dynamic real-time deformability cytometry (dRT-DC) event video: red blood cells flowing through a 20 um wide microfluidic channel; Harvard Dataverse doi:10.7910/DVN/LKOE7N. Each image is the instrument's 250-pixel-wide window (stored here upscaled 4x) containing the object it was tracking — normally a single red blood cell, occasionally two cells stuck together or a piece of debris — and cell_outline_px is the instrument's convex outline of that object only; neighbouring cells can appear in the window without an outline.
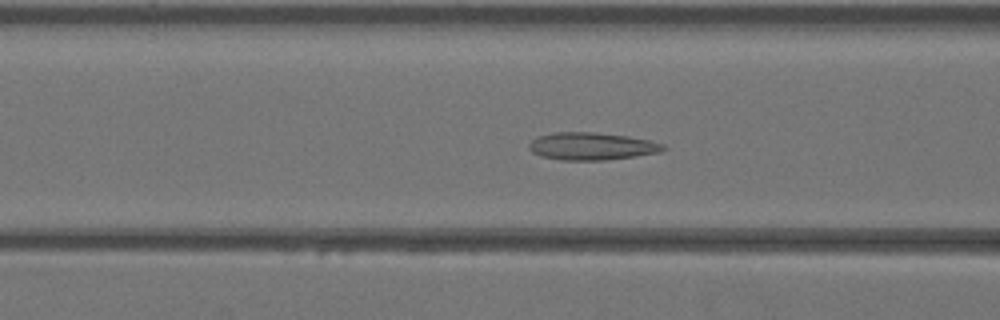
{"species": "Egyptian fruit bat (a non-hibernating species)", "species_latin": "Rousettus aegyptiacus", "temperature_condition": "warm", "stored_images_in_passage": 44, "camera_frame_rate_fps": 3000, "um_per_image_px": 0.085, "animal": {"sex": "female"}, "frame": {"image": 1, "passage_image": 18, "time_ms": 5.667, "image_size_px": [1000, 320], "cell_outline_px": [[668, 148], [660, 152], [636, 156], [604, 160], [560, 160], [540, 156], [532, 152], [528, 148], [528, 144], [536, 136], [552, 132], [592, 132], [628, 136], [648, 140], [664, 144]], "centroid_in_image_um": [50.26, 12.43], "position_along_channel_um": 116.3, "area_um2": 21.68}}
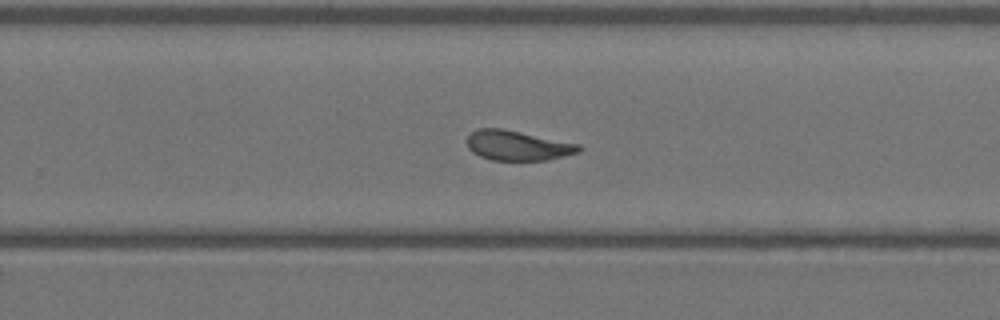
{"frame": {"image": 2, "passage_image": 29, "time_ms": 9.333, "image_size_px": [1000, 320], "cell_outline_px": [[584, 148], [580, 152], [548, 160], [492, 160], [480, 156], [472, 152], [468, 148], [468, 136], [476, 128], [500, 128], [580, 144]], "centroid_in_image_um": [44.02, 12.37], "position_along_channel_um": 285.8, "area_um2": 19.42}}
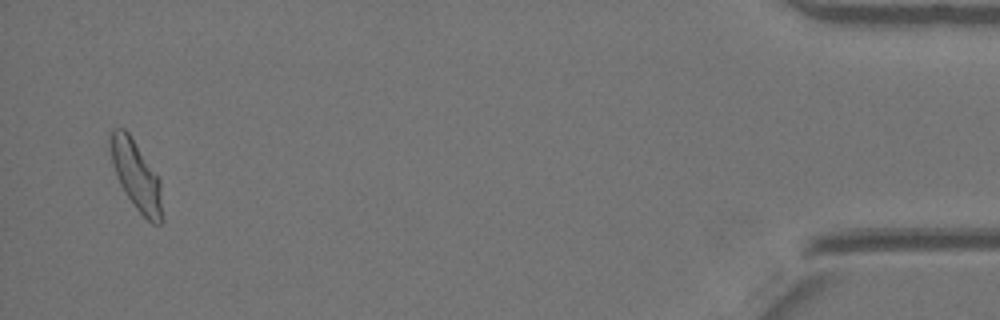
{"frame": {"image": 3, "passage_image": 43, "time_ms": 14.0, "image_size_px": [1000, 320], "cell_outline_px": [[164, 220], [160, 224], [152, 224], [136, 208], [120, 184], [112, 164], [112, 128], [124, 128], [128, 132], [160, 180]], "centroid_in_image_um": [11.64, 15.0], "position_along_channel_um": 423.6, "area_um2": 20.35}}